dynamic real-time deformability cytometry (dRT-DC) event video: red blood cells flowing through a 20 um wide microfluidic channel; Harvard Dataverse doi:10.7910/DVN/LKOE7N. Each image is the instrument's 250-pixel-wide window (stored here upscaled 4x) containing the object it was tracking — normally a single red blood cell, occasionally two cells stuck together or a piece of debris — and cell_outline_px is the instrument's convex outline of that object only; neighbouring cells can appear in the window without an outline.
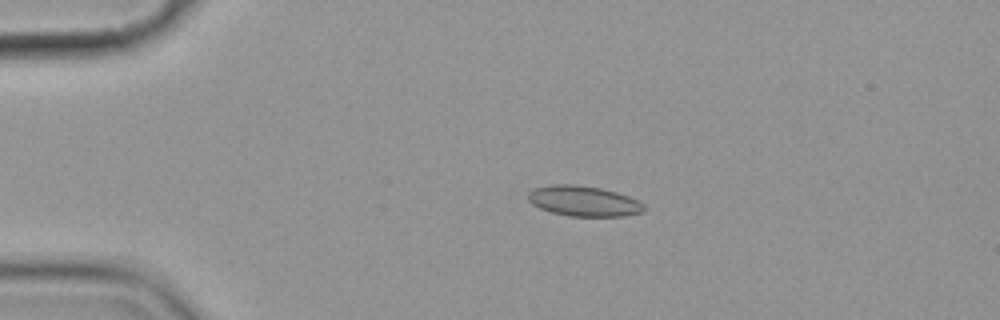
{"species": "common noctule bat (a hibernating species)", "species_latin": "Nyctalus noctula", "temperature_condition": "cold", "stored_images_in_passage": 9, "camera_frame_rate_fps": 3000, "um_per_image_px": 0.085, "animal": {"sex": "female", "body_mass_g": 19.9}, "frame": {"image": 1, "passage_image": 3, "time_ms": 2.667, "image_size_px": [1000, 320], "cell_outline_px": [[644, 212], [624, 216], [568, 216], [552, 212], [540, 208], [532, 204], [528, 200], [528, 192], [536, 188], [552, 184], [576, 184], [600, 188], [616, 192], [628, 196], [644, 204]], "centroid_in_image_um": [49.61, 17.09], "position_along_channel_um": 35.4, "area_um2": 20.46}}
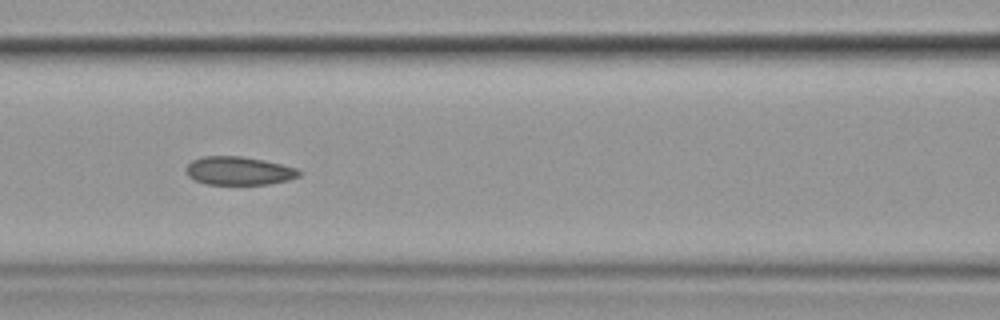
{"frame": {"image": 2, "passage_image": 7, "time_ms": 7.0, "image_size_px": [1000, 320], "cell_outline_px": [[300, 176], [288, 180], [268, 184], [204, 184], [188, 176], [188, 164], [192, 160], [200, 156], [244, 156], [264, 160], [300, 168]], "centroid_in_image_um": [20.34, 14.51], "position_along_channel_um": 146.3, "area_um2": 18.73}}
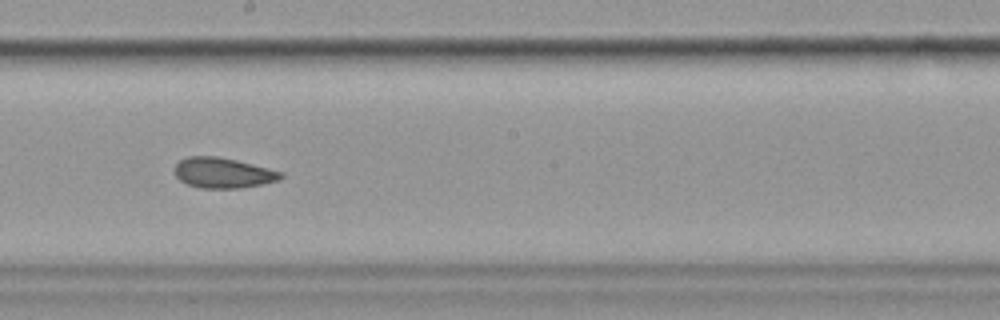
{"frame": {"image": 3, "passage_image": 9, "time_ms": 9.333, "image_size_px": [1000, 320], "cell_outline_px": [[284, 176], [280, 180], [240, 188], [200, 188], [188, 184], [180, 180], [176, 176], [176, 164], [180, 160], [188, 156], [216, 156], [236, 160], [284, 172]], "centroid_in_image_um": [18.98, 14.69], "position_along_channel_um": 229.2, "area_um2": 18.67}}